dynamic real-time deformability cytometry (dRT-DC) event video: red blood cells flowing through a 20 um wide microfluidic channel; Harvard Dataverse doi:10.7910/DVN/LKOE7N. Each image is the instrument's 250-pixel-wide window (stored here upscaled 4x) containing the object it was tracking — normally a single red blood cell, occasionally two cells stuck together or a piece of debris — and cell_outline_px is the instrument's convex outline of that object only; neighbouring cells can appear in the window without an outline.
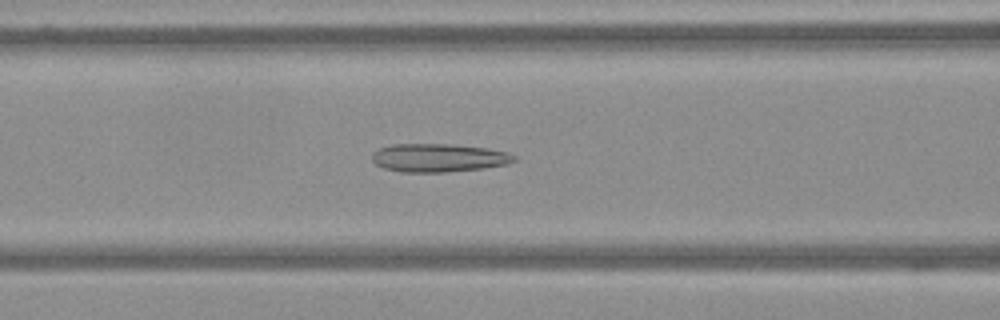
{"species": "Egyptian fruit bat (a non-hibernating species)", "species_latin": "Rousettus aegyptiacus", "temperature_condition": "warm", "stored_images_in_passage": 52, "camera_frame_rate_fps": 3000, "um_per_image_px": 0.085, "frame": {"image": 1, "passage_image": 27, "time_ms": 8.667, "image_size_px": [1000, 320], "cell_outline_px": [[516, 160], [508, 164], [484, 168], [444, 172], [400, 172], [384, 168], [376, 164], [372, 160], [372, 152], [380, 148], [392, 144], [448, 144], [488, 148], [508, 152], [516, 156]], "centroid_in_image_um": [37.28, 13.41], "position_along_channel_um": 129.3, "area_um2": 23.52}}
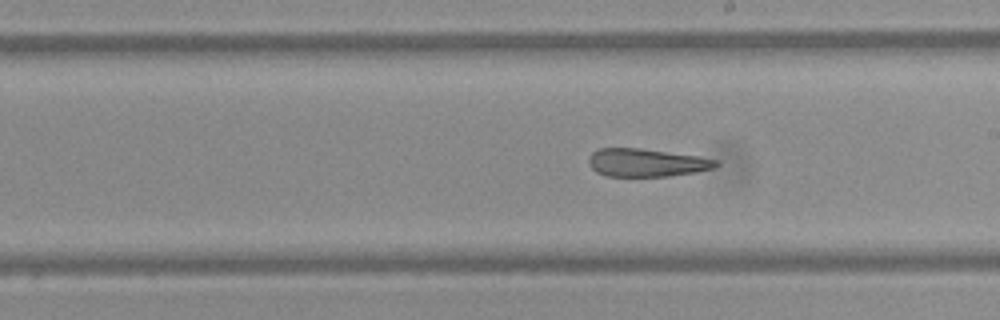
{"frame": {"image": 2, "passage_image": 37, "time_ms": 12.0, "image_size_px": [1000, 320], "cell_outline_px": [[720, 164], [716, 168], [696, 172], [668, 176], [608, 176], [596, 172], [588, 164], [588, 156], [592, 152], [600, 148], [640, 148], [696, 156], [720, 160]], "centroid_in_image_um": [54.96, 13.82], "position_along_channel_um": 234.0, "area_um2": 20.87}}
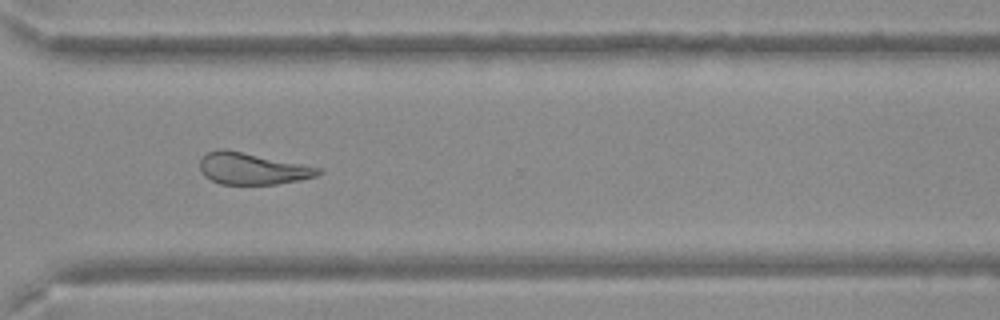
{"frame": {"image": 3, "passage_image": 48, "time_ms": 15.667, "image_size_px": [1000, 320], "cell_outline_px": [[324, 172], [316, 176], [300, 180], [276, 184], [220, 184], [204, 176], [200, 168], [200, 160], [208, 152], [216, 148], [224, 148], [320, 168]], "centroid_in_image_um": [21.42, 14.33], "position_along_channel_um": 349.2, "area_um2": 21.68}}